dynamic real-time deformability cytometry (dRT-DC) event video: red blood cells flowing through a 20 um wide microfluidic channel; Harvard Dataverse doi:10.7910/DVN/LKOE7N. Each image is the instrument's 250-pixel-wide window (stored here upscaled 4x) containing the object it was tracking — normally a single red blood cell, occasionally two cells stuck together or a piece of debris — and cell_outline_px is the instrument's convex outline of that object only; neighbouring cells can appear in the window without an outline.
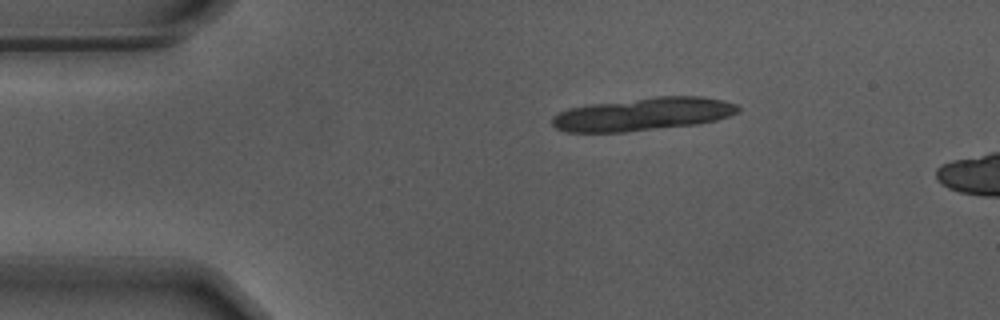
{"species": "Egyptian fruit bat (a non-hibernating species)", "species_latin": "Rousettus aegyptiacus", "temperature_condition": "warm", "stored_images_in_passage": 10, "camera_frame_rate_fps": 3000, "um_per_image_px": 0.085, "animal": {"sex": "male"}, "frame": {"image": 1, "passage_image": 1, "time_ms": 0.0, "image_size_px": [1000, 320], "cell_outline_px": [[740, 112], [716, 120], [696, 124], [624, 132], [568, 132], [556, 128], [552, 124], [552, 116], [568, 108], [588, 104], [656, 96], [700, 96], [724, 100], [736, 104], [740, 108]], "centroid_in_image_um": [54.66, 9.69], "position_along_channel_um": 30.3, "area_um2": 35.84}}